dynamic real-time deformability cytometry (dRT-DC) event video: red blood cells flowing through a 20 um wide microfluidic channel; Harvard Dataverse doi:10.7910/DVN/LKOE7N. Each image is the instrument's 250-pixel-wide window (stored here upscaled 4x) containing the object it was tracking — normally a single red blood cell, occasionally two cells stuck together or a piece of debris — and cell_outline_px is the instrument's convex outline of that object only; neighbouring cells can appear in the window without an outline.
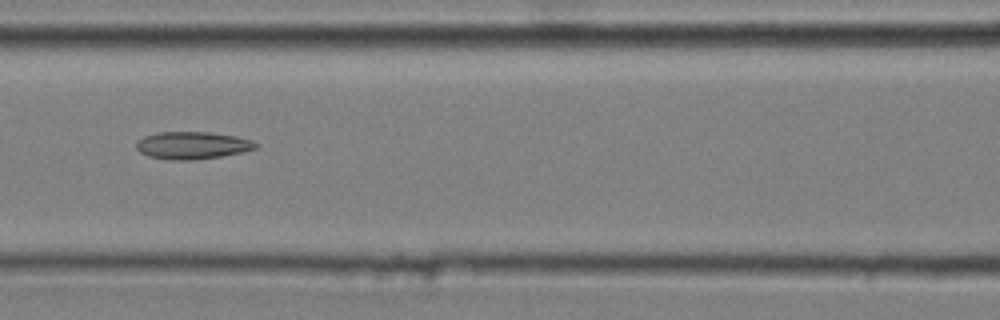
{"species": "common noctule bat (a hibernating species)", "species_latin": "Nyctalus noctula", "temperature_condition": "cold", "stored_images_in_passage": 10, "camera_frame_rate_fps": 3000, "um_per_image_px": 0.085, "animal": {"sex": "male", "body_mass_g": 20.4}, "frame": {"image": 1, "passage_image": 6, "time_ms": 1.667, "image_size_px": [1000, 320], "cell_outline_px": [[260, 144], [256, 148], [240, 152], [220, 156], [192, 160], [168, 160], [148, 156], [140, 152], [136, 148], [136, 140], [144, 136], [156, 132], [208, 132], [236, 136], [252, 140]], "centroid_in_image_um": [16.31, 12.35], "position_along_channel_um": 150.3, "area_um2": 19.13}}
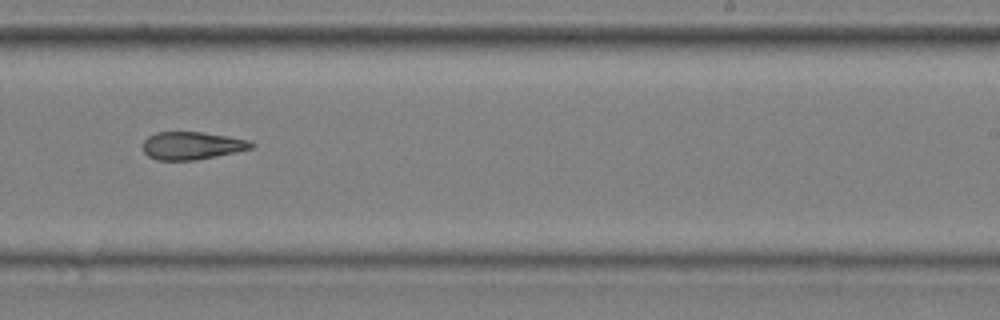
{"frame": {"image": 2, "passage_image": 9, "time_ms": 2.667, "image_size_px": [1000, 320], "cell_outline_px": [[256, 144], [252, 148], [236, 152], [196, 160], [156, 160], [148, 156], [144, 152], [144, 140], [148, 136], [156, 132], [204, 132], [252, 140]], "centroid_in_image_um": [16.35, 12.37], "position_along_channel_um": 272.6, "area_um2": 17.69}}
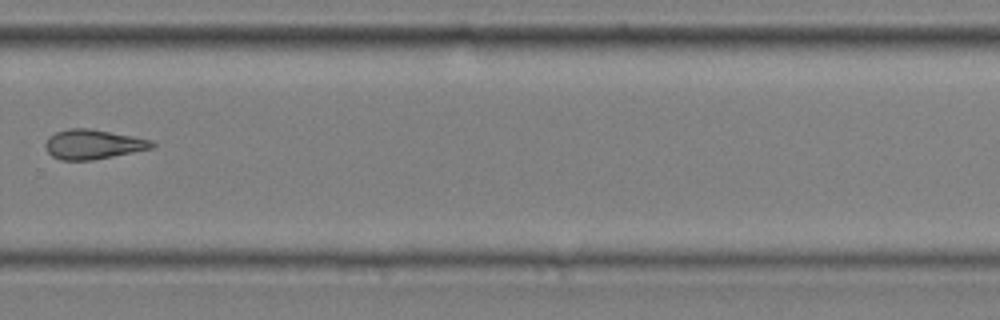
{"frame": {"image": 3, "passage_image": 10, "time_ms": 3.0, "image_size_px": [1000, 320], "cell_outline_px": [[156, 144], [152, 148], [92, 160], [60, 160], [52, 156], [44, 148], [44, 144], [48, 136], [56, 132], [68, 128], [88, 128], [132, 136], [152, 140]], "centroid_in_image_um": [7.86, 12.26], "position_along_channel_um": 321.9, "area_um2": 18.32}}